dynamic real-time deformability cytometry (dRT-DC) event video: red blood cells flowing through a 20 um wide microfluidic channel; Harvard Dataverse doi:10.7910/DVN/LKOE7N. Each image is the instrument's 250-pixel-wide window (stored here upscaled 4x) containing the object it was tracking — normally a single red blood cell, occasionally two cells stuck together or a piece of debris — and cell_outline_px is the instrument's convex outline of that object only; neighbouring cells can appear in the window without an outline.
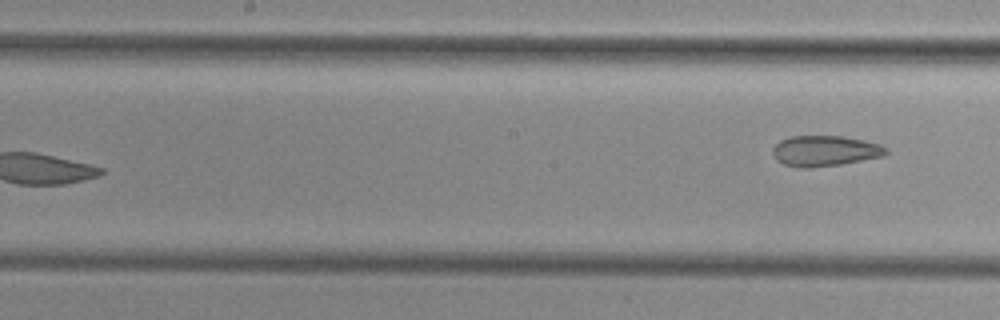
{"species": "common noctule bat (a hibernating species)", "species_latin": "Nyctalus noctula", "temperature_condition": "cold", "stored_images_in_passage": 8, "segment_of_instrument_passage": [2, 2], "camera_frame_rate_fps": 3000, "um_per_image_px": 0.085, "animal": {"sex": "female", "body_mass_g": 29.2, "forearm_length_mm": 56.3}, "frame": {"image": 1, "passage_image": 8, "time_ms": 8.0, "image_size_px": [1000, 320], "cell_outline_px": [[888, 152], [884, 156], [840, 164], [808, 168], [800, 168], [784, 164], [776, 160], [772, 152], [772, 148], [780, 140], [792, 136], [844, 136], [864, 140], [880, 144], [888, 148]], "centroid_in_image_um": [70.12, 12.82], "position_along_channel_um": 178.1, "area_um2": 20.29}}